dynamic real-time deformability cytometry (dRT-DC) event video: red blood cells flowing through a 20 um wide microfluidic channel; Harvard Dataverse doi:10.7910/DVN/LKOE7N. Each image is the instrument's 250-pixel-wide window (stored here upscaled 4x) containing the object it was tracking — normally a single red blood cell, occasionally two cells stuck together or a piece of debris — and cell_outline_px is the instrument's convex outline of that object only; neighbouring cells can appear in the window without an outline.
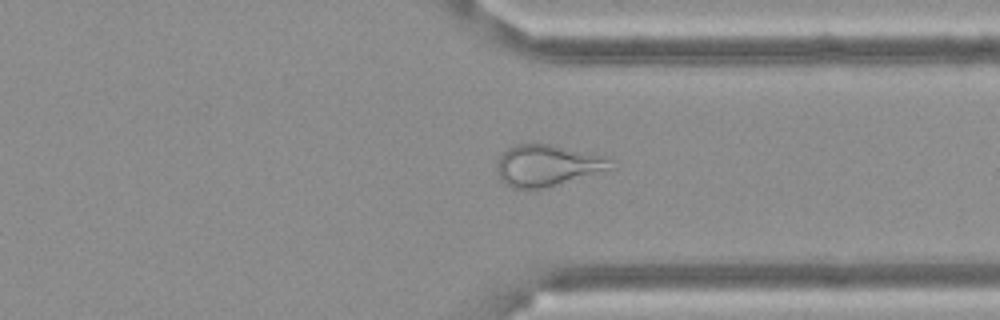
{"species": "Egyptian fruit bat (a non-hibernating species)", "species_latin": "Rousettus aegyptiacus", "temperature_condition": "cold", "stored_images_in_passage": 57, "camera_frame_rate_fps": 3000, "um_per_image_px": 0.085, "frame": {"image": 1, "passage_image": 44, "time_ms": 14.333, "image_size_px": [1000, 320], "cell_outline_px": [[616, 168], [548, 188], [512, 188], [504, 184], [496, 172], [496, 164], [500, 156], [508, 148], [516, 144], [548, 144], [612, 160]], "centroid_in_image_um": [46.48, 14.1], "position_along_channel_um": 364.9, "area_um2": 27.22}}
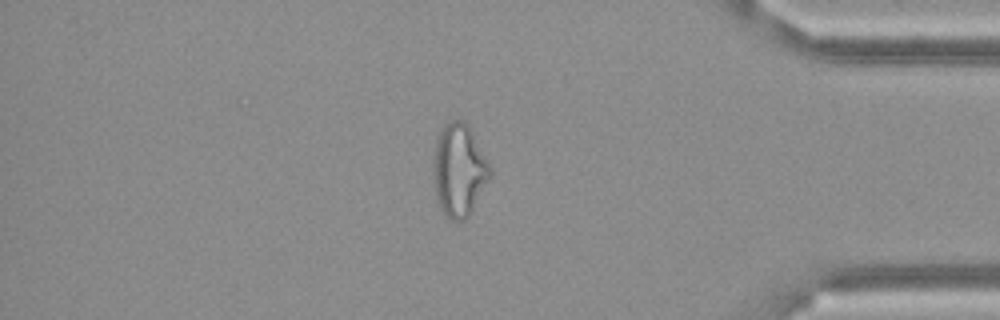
{"frame": {"image": 2, "passage_image": 49, "time_ms": 16.0, "image_size_px": [1000, 320], "cell_outline_px": [[492, 172], [472, 212], [464, 220], [452, 220], [440, 208], [436, 200], [432, 176], [432, 160], [436, 136], [452, 120], [464, 120], [468, 124]], "centroid_in_image_um": [38.97, 14.48], "position_along_channel_um": 396.2, "area_um2": 30.52}}